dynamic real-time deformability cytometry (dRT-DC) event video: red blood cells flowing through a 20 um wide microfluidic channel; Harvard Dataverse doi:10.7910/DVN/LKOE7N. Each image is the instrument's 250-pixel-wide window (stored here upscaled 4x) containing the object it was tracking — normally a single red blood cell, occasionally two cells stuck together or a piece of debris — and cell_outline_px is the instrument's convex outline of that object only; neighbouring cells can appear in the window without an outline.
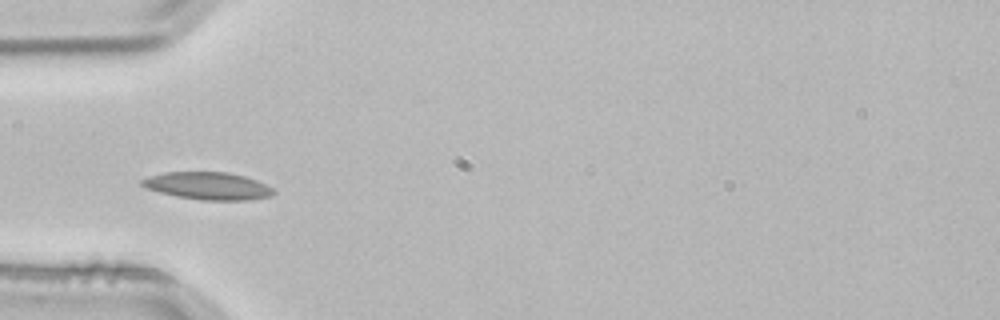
{"species": "common noctule bat (a hibernating species)", "species_latin": "Nyctalus noctula", "temperature_condition": "room temperature", "stored_images_in_passage": 2, "camera_frame_rate_fps": 3000, "um_per_image_px": 0.085, "animal": {"sex": "male", "body_mass_g": 21.5, "forearm_length_mm": 52.0}, "frame": {"image": 1, "passage_image": 2, "time_ms": 0.333, "image_size_px": [1000, 320], "cell_outline_px": [[276, 192], [272, 196], [248, 200], [204, 200], [176, 196], [160, 192], [148, 188], [140, 184], [140, 180], [148, 176], [164, 172], [228, 172], [244, 176], [256, 180], [272, 188]], "centroid_in_image_um": [17.67, 15.8], "position_along_channel_um": 67.3, "area_um2": 20.98}}